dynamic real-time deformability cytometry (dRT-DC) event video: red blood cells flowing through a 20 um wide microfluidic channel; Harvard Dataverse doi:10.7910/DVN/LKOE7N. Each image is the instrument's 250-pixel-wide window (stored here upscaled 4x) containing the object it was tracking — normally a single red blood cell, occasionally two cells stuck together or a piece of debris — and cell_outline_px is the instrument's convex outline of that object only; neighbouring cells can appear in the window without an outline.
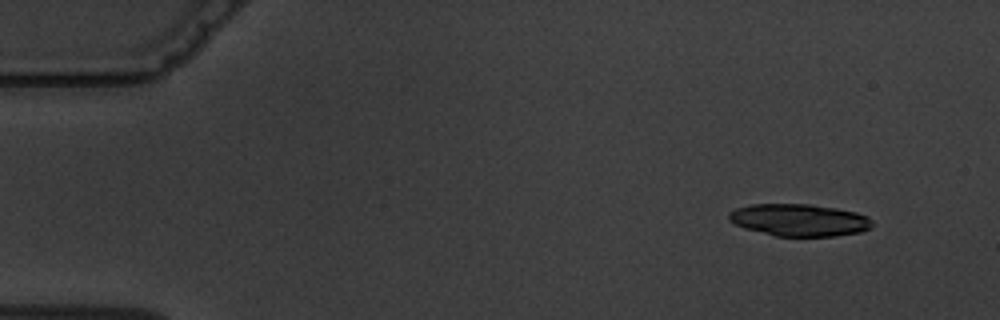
{"species": "common noctule bat (a hibernating species)", "species_latin": "Nyctalus noctula", "temperature_condition": "warm", "stored_images_in_passage": 6, "camera_frame_rate_fps": 3000, "um_per_image_px": 0.085, "animal": {"sex": "male", "body_mass_g": 19.5, "forearm_length_mm": 54.6}, "frame": {"image": 1, "passage_image": 1, "time_ms": 0.0, "image_size_px": [1000, 320], "cell_outline_px": [[872, 228], [860, 232], [836, 236], [776, 236], [744, 228], [728, 220], [728, 212], [736, 208], [752, 204], [812, 204], [836, 208], [856, 212], [868, 216], [872, 220]], "centroid_in_image_um": [67.95, 18.7], "position_along_channel_um": 17.1, "area_um2": 27.05}}
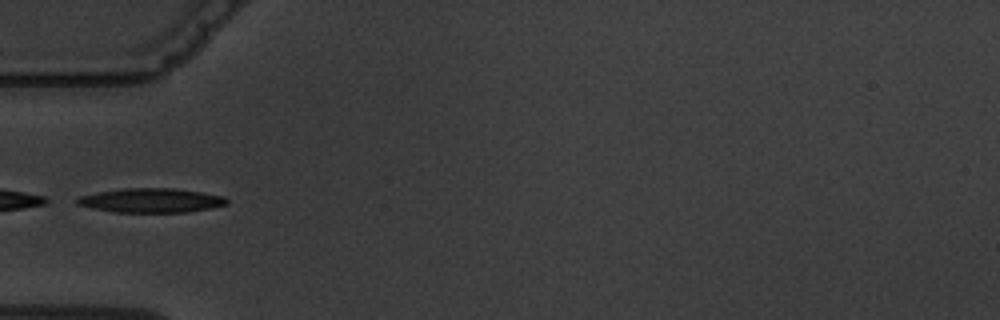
{"frame": {"image": 2, "passage_image": 5, "time_ms": 4.667, "image_size_px": [1000, 320], "cell_outline_px": [[228, 204], [212, 208], [188, 212], [112, 212], [92, 208], [76, 204], [76, 200], [80, 196], [100, 192], [124, 188], [172, 188], [200, 192], [224, 196], [228, 200]], "centroid_in_image_um": [12.87, 17.04], "position_along_channel_um": 72.1, "area_um2": 21.1}}